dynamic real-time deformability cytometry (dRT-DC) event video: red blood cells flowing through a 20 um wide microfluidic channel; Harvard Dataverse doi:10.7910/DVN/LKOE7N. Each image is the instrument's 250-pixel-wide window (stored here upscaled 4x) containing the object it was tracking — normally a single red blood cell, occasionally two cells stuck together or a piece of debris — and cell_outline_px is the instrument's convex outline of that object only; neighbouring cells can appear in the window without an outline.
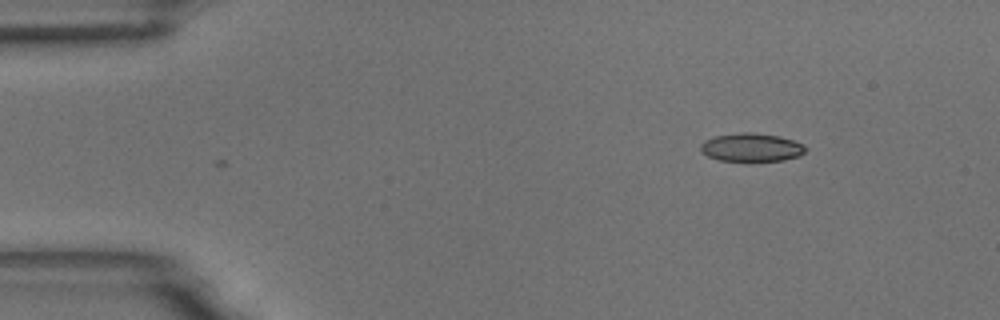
{"species": "common noctule bat (a hibernating species)", "species_latin": "Nyctalus noctula", "temperature_condition": "room temperature", "stored_images_in_passage": 3, "camera_frame_rate_fps": 3000, "um_per_image_px": 0.085, "animal": {"sex": "male", "body_mass_g": 18.8}, "frame": {"image": 1, "passage_image": 3, "time_ms": 0.667, "image_size_px": [1000, 320], "cell_outline_px": [[808, 148], [800, 156], [784, 160], [716, 160], [708, 156], [700, 148], [700, 144], [704, 140], [716, 136], [744, 132], [752, 132], [780, 136], [804, 144]], "centroid_in_image_um": [63.9, 12.52], "position_along_channel_um": 21.1, "area_um2": 17.17}}